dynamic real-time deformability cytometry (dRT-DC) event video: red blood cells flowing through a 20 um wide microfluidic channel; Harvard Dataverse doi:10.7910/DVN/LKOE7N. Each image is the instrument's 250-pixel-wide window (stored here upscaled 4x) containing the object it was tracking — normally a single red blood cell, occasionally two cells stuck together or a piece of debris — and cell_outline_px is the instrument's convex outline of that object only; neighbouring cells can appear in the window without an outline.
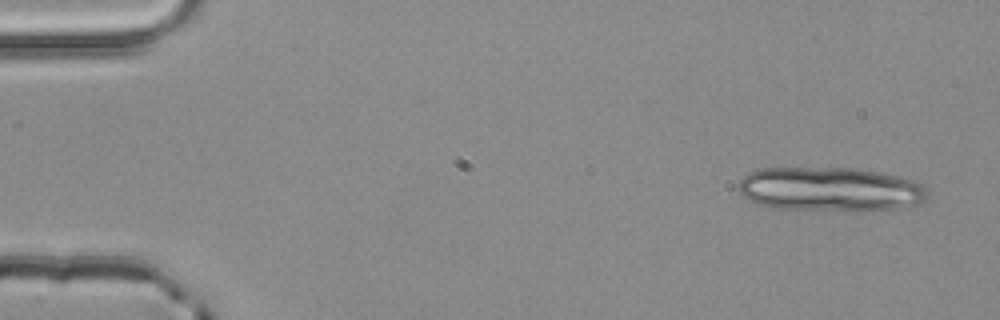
{"species": "common noctule bat (a hibernating species)", "species_latin": "Nyctalus noctula", "temperature_condition": "room temperature", "stored_images_in_passage": 3, "camera_frame_rate_fps": 3000, "um_per_image_px": 0.085, "animal": {"sex": "male", "body_mass_g": 20.4}, "frame": {"image": 1, "passage_image": 1, "time_ms": 0.0, "image_size_px": [1000, 320], "cell_outline_px": [[928, 196], [924, 200], [908, 208], [776, 208], [756, 204], [748, 200], [740, 192], [740, 180], [748, 172], [760, 168], [852, 168], [880, 172], [900, 176], [916, 180], [924, 184], [928, 192]], "centroid_in_image_um": [70.59, 16.04], "position_along_channel_um": 14.4, "area_um2": 47.8}}